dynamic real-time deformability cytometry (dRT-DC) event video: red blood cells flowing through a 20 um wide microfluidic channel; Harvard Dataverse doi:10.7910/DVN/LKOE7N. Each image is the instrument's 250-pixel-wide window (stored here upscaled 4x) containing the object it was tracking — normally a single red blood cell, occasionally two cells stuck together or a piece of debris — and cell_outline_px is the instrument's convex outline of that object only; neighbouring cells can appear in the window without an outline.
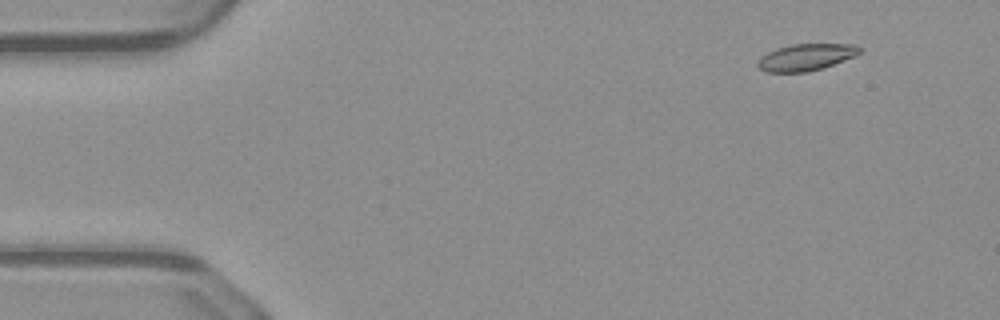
{"species": "common noctule bat (a hibernating species)", "species_latin": "Nyctalus noctula", "temperature_condition": "warm", "stored_images_in_passage": 50, "camera_frame_rate_fps": 3000, "um_per_image_px": 0.085, "animal": {"sex": "male", "body_mass_g": 23.1, "forearm_length_mm": 52.7}, "frame": {"image": 1, "passage_image": 5, "time_ms": 1.333, "image_size_px": [1000, 320], "cell_outline_px": [[864, 48], [856, 56], [808, 72], [764, 72], [756, 64], [760, 56], [776, 48], [792, 44], [856, 44]], "centroid_in_image_um": [68.51, 4.85], "position_along_channel_um": 16.5, "area_um2": 15.95}}
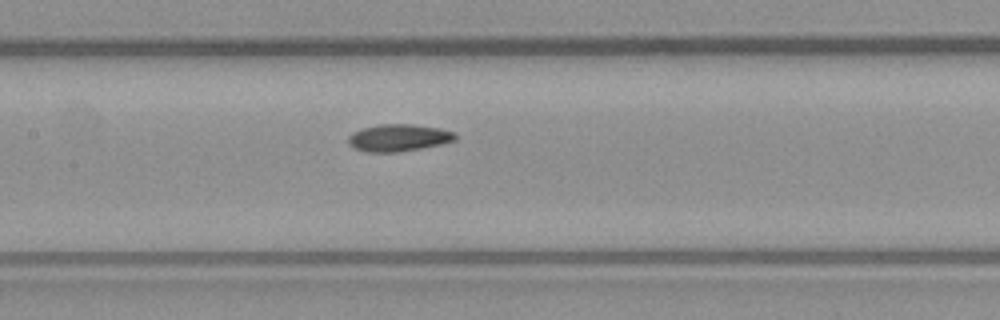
{"frame": {"image": 2, "passage_image": 24, "time_ms": 7.667, "image_size_px": [1000, 320], "cell_outline_px": [[456, 140], [440, 144], [420, 148], [396, 152], [368, 152], [356, 148], [348, 144], [348, 136], [352, 132], [364, 128], [380, 124], [412, 124], [440, 128], [456, 132]], "centroid_in_image_um": [33.89, 11.7], "position_along_channel_um": 173.5, "area_um2": 16.82}}
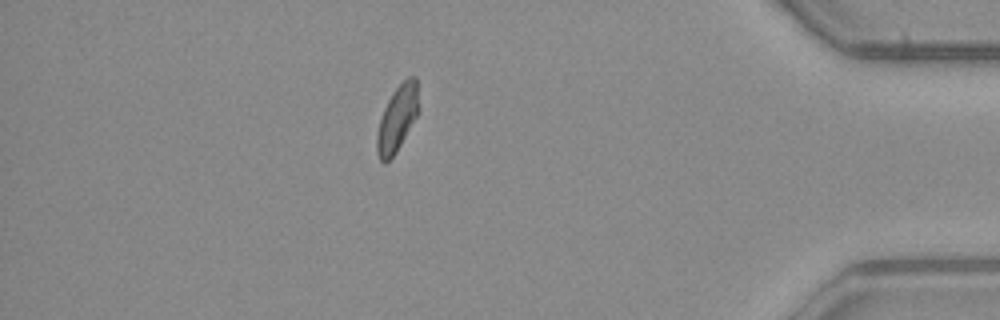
{"frame": {"image": 3, "passage_image": 44, "time_ms": 14.333, "image_size_px": [1000, 320], "cell_outline_px": [[420, 108], [416, 116], [396, 152], [384, 164], [380, 160], [376, 152], [376, 136], [380, 120], [384, 108], [392, 92], [408, 76], [416, 76]], "centroid_in_image_um": [33.77, 10.05], "position_along_channel_um": 401.4, "area_um2": 15.95}, "authors_computed_cell_mechanics": {"area_um2": 16.2418, "velocity_mm_per_s": 4.1089, "shape_relaxation_time_tau1_ms": 6.7089, "shape_relaxation_time_tau2_ms": 4.1282, "deformation_change_tau1": 0.154, "deformation_change_tau2": 0.0713}}